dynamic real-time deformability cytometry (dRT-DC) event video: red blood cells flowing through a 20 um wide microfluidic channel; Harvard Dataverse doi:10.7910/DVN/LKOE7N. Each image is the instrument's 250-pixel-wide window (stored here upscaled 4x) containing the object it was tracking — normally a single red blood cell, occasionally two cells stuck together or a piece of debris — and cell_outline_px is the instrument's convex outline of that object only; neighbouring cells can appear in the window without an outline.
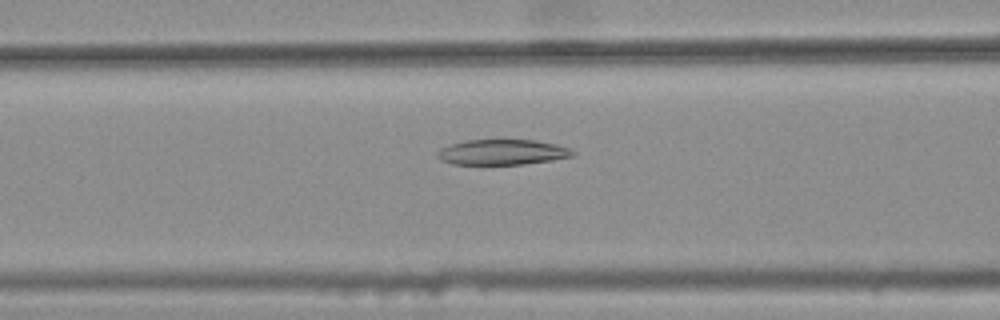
{"species": "common noctule bat (a hibernating species)", "species_latin": "Nyctalus noctula", "temperature_condition": "warm", "stored_images_in_passage": 49, "camera_frame_rate_fps": 3000, "um_per_image_px": 0.085, "animal": {"sex": "female", "body_mass_g": 25.1}, "frame": {"image": 1, "passage_image": 21, "time_ms": 6.667, "image_size_px": [1000, 320], "cell_outline_px": [[576, 152], [572, 156], [552, 160], [524, 164], [452, 164], [440, 160], [436, 156], [436, 152], [440, 148], [452, 144], [468, 140], [536, 140], [556, 144], [568, 148]], "centroid_in_image_um": [42.67, 12.93], "position_along_channel_um": 123.9, "area_um2": 19.94}}
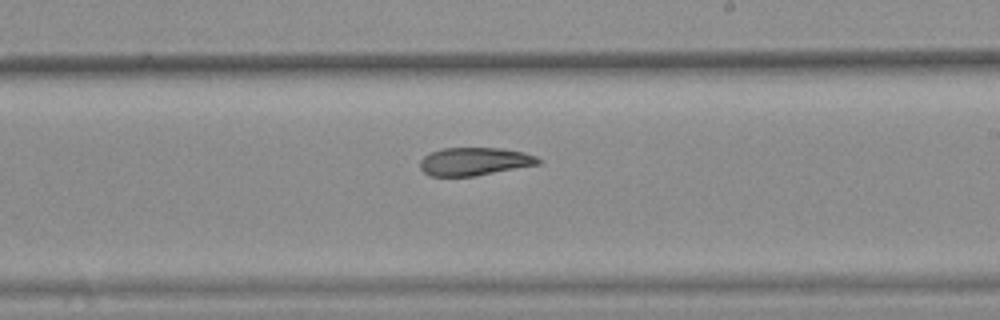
{"frame": {"image": 2, "passage_image": 31, "time_ms": 10.0, "image_size_px": [1000, 320], "cell_outline_px": [[540, 164], [476, 176], [432, 176], [424, 172], [420, 168], [420, 160], [424, 156], [440, 148], [500, 148], [524, 152], [536, 156], [540, 160]], "centroid_in_image_um": [40.33, 13.72], "position_along_channel_um": 248.7, "area_um2": 19.31}}
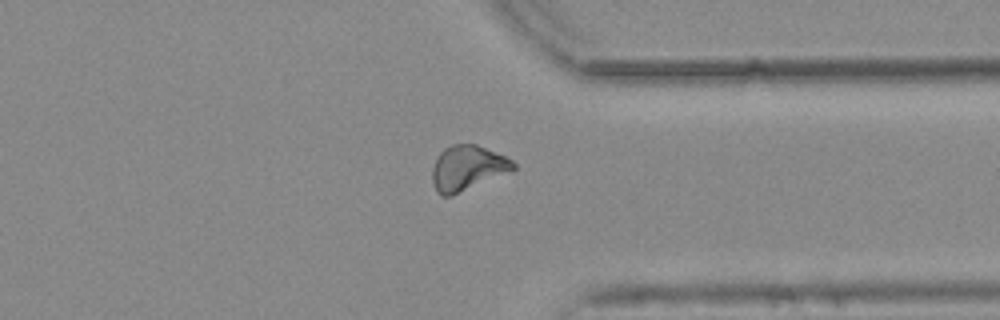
{"frame": {"image": 3, "passage_image": 41, "time_ms": 13.333, "image_size_px": [1000, 320], "cell_outline_px": [[516, 168], [452, 196], [440, 196], [436, 192], [432, 180], [432, 168], [436, 156], [444, 148], [452, 144], [476, 144], [504, 156], [512, 160], [516, 164]], "centroid_in_image_um": [39.67, 14.28], "position_along_channel_um": 371.7, "area_um2": 21.1}, "authors_computed_cell_mechanics": {"area_um2": 20.6924, "velocity_mm_per_s": 3.7553, "shape_relaxation_time_tau1_ms": null, "shape_relaxation_time_tau2_ms": 7.1782, "deformation_change_tau1": null, "deformation_change_tau2": 0.1382}}